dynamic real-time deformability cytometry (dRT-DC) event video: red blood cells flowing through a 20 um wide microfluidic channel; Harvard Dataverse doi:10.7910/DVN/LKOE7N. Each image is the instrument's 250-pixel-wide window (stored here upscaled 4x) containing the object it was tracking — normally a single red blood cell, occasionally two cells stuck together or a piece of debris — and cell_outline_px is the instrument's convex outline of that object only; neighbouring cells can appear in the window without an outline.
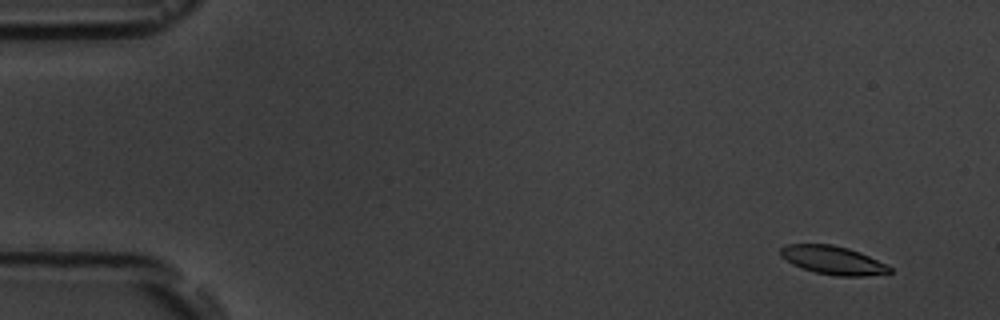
{"species": "common noctule bat (a hibernating species)", "species_latin": "Nyctalus noctula", "temperature_condition": "room temperature", "stored_images_in_passage": 5, "camera_frame_rate_fps": 3000, "um_per_image_px": 0.085, "animal": {"sex": "male", "body_mass_g": 19.5, "forearm_length_mm": 54.6}, "frame": {"image": 1, "passage_image": 2, "time_ms": 1.0, "image_size_px": [1000, 320], "cell_outline_px": [[892, 272], [864, 276], [836, 276], [816, 272], [792, 264], [780, 256], [780, 248], [788, 244], [832, 244], [848, 248], [860, 252], [888, 264], [892, 268]], "centroid_in_image_um": [70.82, 22.11], "position_along_channel_um": 14.2, "area_um2": 18.09}}
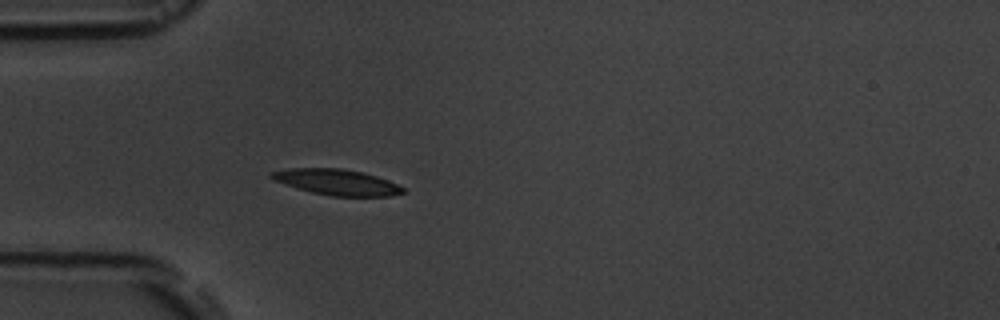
{"frame": {"image": 2, "passage_image": 5, "time_ms": 5.333, "image_size_px": [1000, 320], "cell_outline_px": [[404, 192], [392, 196], [332, 196], [312, 192], [296, 188], [276, 180], [268, 176], [268, 172], [288, 168], [340, 168], [360, 172], [376, 176], [388, 180], [404, 188]], "centroid_in_image_um": [28.6, 15.48], "position_along_channel_um": 56.4, "area_um2": 19.59}}